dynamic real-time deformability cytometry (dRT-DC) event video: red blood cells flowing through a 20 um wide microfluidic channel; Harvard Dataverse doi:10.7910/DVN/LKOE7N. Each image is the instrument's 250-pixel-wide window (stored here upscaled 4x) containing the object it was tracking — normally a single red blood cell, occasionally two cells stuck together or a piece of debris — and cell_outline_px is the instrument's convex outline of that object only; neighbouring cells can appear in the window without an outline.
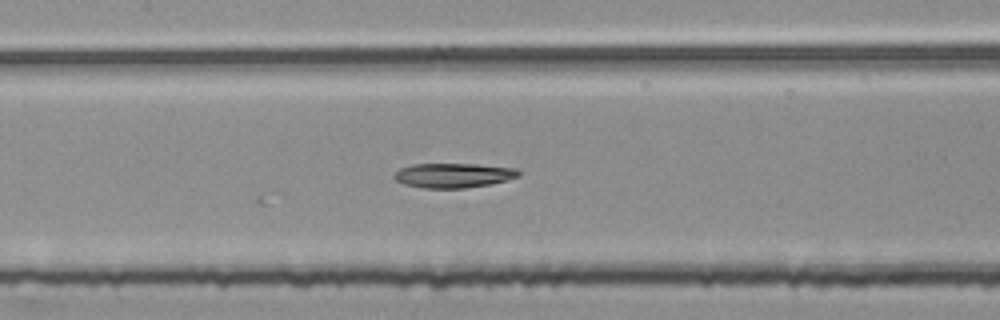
{"species": "common noctule bat (a hibernating species)", "species_latin": "Nyctalus noctula", "temperature_condition": "room temperature", "stored_images_in_passage": 25, "camera_frame_rate_fps": 3000, "um_per_image_px": 0.085, "animal": {"sex": "female", "body_mass_g": 25.1}, "frame": {"image": 1, "passage_image": 25, "time_ms": 8.0, "image_size_px": [1000, 320], "cell_outline_px": [[520, 176], [488, 184], [464, 188], [424, 188], [404, 184], [396, 180], [392, 176], [400, 168], [412, 164], [476, 164], [516, 168], [520, 172]], "centroid_in_image_um": [38.51, 14.9], "position_along_channel_um": 168.9, "area_um2": 17.69}}